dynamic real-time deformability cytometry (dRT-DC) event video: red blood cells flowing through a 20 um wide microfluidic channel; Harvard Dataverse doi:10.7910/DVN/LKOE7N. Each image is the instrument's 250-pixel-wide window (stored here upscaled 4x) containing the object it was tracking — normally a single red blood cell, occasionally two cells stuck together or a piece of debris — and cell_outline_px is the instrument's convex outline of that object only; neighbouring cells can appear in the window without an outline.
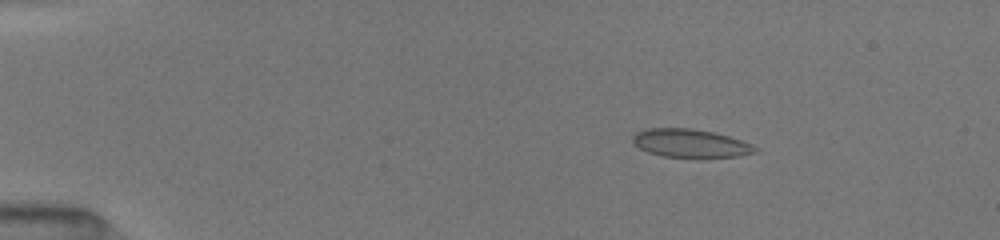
{"species": "common noctule bat (a hibernating species)", "species_latin": "Nyctalus noctula", "temperature_condition": "room temperature", "stored_images_in_passage": 44, "camera_frame_rate_fps": 3000, "um_per_image_px": 0.085, "animal": {"sex": "female", "body_mass_g": 19.5, "forearm_length_mm": 54.1}, "frame": {"image": 1, "passage_image": 1, "time_ms": 0.0, "image_size_px": [1000, 240], "cell_outline_px": [[760, 152], [740, 156], [660, 156], [648, 152], [632, 144], [632, 136], [636, 132], [648, 128], [688, 128], [712, 132], [728, 136], [752, 144]], "centroid_in_image_um": [58.65, 12.16], "position_along_channel_um": 26.4, "area_um2": 19.88}}
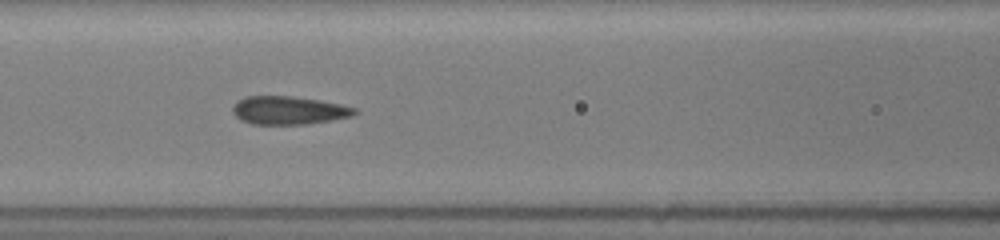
{"frame": {"image": 2, "passage_image": 16, "time_ms": 5.0, "image_size_px": [1000, 240], "cell_outline_px": [[360, 112], [352, 116], [304, 124], [252, 124], [240, 120], [232, 112], [232, 108], [236, 100], [244, 96], [292, 96], [320, 100], [340, 104], [356, 108]], "centroid_in_image_um": [24.51, 9.37], "position_along_channel_um": 142.1, "area_um2": 20.11}}
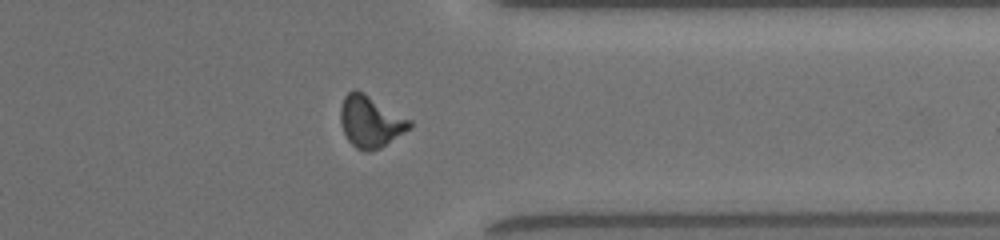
{"frame": {"image": 3, "passage_image": 34, "time_ms": 11.0, "image_size_px": [1000, 240], "cell_outline_px": [[412, 128], [380, 148], [368, 152], [364, 152], [356, 148], [348, 140], [340, 124], [340, 108], [344, 96], [348, 92], [356, 88], [364, 92], [412, 120]], "centroid_in_image_um": [31.49, 10.32], "position_along_channel_um": 379.9, "area_um2": 21.1}, "authors_computed_cell_mechanics": {"area_um2": 20.1722, "velocity_mm_per_s": 4.0277, "shape_relaxation_time_tau1_ms": 4.8543, "shape_relaxation_time_tau2_ms": 0.6389, "deformation_change_tau1": 0.181, "deformation_change_tau2": 0.079}}